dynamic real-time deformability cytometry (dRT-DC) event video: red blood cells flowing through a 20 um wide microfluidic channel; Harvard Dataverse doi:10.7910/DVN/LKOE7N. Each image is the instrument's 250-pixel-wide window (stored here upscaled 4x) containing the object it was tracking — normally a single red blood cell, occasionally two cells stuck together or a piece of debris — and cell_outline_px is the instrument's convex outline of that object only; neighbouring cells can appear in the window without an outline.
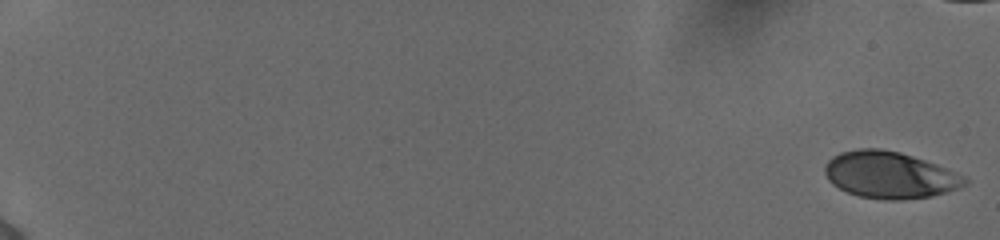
{"species": "human", "species_latin": "Homo sapiens", "temperature_condition": "cold", "stored_images_in_passage": 14, "camera_frame_rate_fps": 3000, "um_per_image_px": 0.085, "donor": {"sex": "female"}, "frame": {"image": 1, "passage_image": 1, "time_ms": 0.0, "image_size_px": [1000, 240], "cell_outline_px": [[968, 184], [932, 196], [900, 200], [884, 200], [860, 196], [848, 192], [832, 184], [828, 180], [824, 172], [824, 168], [828, 160], [832, 156], [840, 152], [860, 148], [880, 148], [900, 152], [936, 164], [956, 172], [964, 176], [968, 180]], "centroid_in_image_um": [75.6, 14.87], "position_along_channel_um": 9.4, "area_um2": 38.03}}